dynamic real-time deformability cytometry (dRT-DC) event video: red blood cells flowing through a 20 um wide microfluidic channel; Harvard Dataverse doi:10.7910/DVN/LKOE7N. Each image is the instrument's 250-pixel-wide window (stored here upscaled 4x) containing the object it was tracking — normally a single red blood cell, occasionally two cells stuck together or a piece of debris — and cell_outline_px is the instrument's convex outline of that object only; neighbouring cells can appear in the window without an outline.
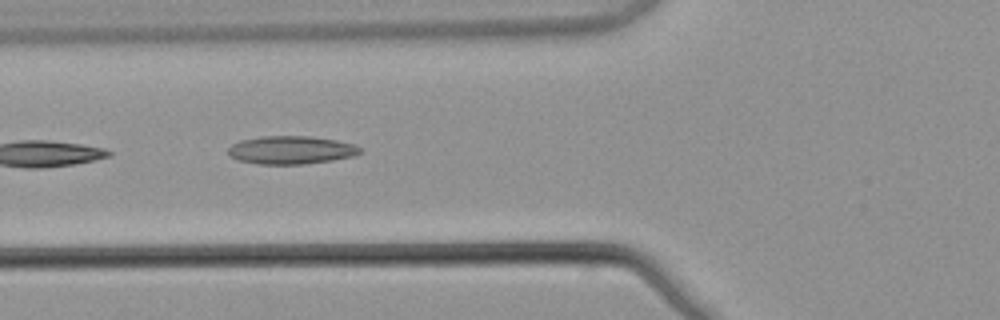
{"species": "common noctule bat (a hibernating species)", "species_latin": "Nyctalus noctula", "temperature_condition": "warm", "stored_images_in_passage": 6, "camera_frame_rate_fps": 3000, "um_per_image_px": 0.085, "animal": {"sex": "male", "body_mass_g": 21.5, "forearm_length_mm": 52.0}, "frame": {"image": 1, "passage_image": 5, "time_ms": 1.333, "image_size_px": [1000, 320], "cell_outline_px": [[360, 152], [352, 156], [332, 160], [304, 164], [260, 164], [236, 160], [228, 152], [228, 148], [232, 144], [240, 140], [260, 136], [312, 136], [336, 140], [356, 144], [360, 148]], "centroid_in_image_um": [24.72, 12.74], "position_along_channel_um": 101.1, "area_um2": 21.62}}
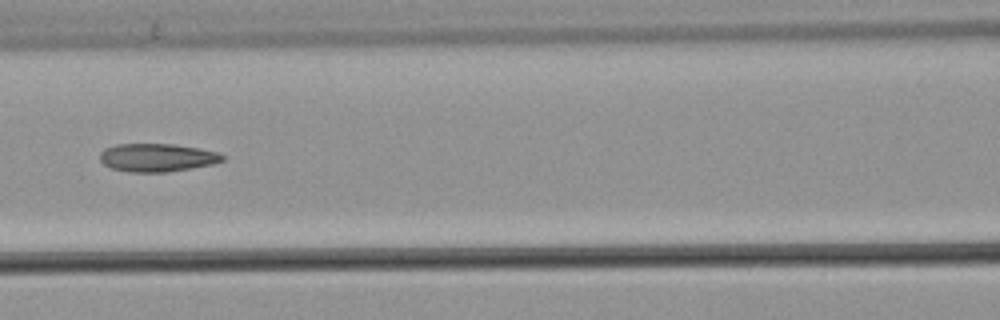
{"frame": {"image": 2, "passage_image": 6, "time_ms": 1.667, "image_size_px": [1000, 320], "cell_outline_px": [[224, 160], [212, 164], [192, 168], [168, 172], [128, 172], [112, 168], [104, 164], [100, 160], [100, 152], [104, 148], [116, 144], [172, 144], [196, 148], [216, 152], [224, 156]], "centroid_in_image_um": [13.31, 13.4], "position_along_channel_um": 153.3, "area_um2": 20.0}}